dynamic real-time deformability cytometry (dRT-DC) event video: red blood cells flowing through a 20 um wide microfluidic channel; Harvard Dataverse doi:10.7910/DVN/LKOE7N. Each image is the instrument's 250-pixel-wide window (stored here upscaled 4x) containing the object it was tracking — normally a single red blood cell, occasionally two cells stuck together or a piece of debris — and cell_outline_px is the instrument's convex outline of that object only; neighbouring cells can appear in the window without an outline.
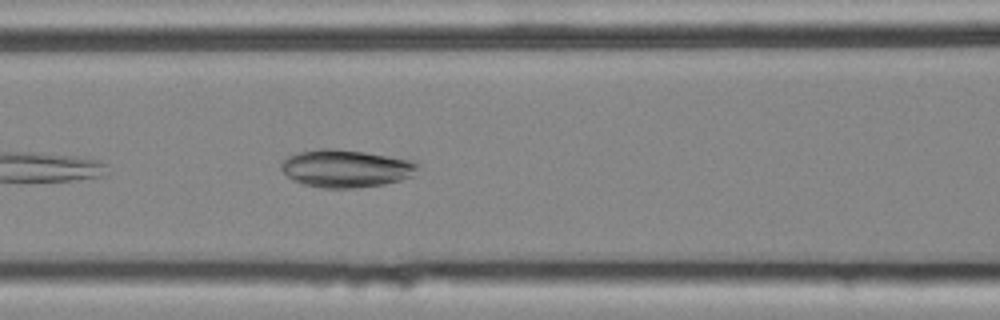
{"species": "common noctule bat (a hibernating species)", "species_latin": "Nyctalus noctula", "temperature_condition": "cold", "stored_images_in_passage": 8, "camera_frame_rate_fps": 3000, "um_per_image_px": 0.085, "animal": {"sex": "female", "body_mass_g": 25.1}, "frame": {"image": 1, "passage_image": 8, "time_ms": 2.333, "image_size_px": [1000, 320], "cell_outline_px": [[416, 176], [384, 184], [356, 188], [324, 188], [304, 184], [292, 180], [280, 168], [280, 164], [288, 156], [300, 152], [320, 148], [336, 148], [364, 152], [412, 160], [416, 164]], "centroid_in_image_um": [29.4, 14.32], "position_along_channel_um": 137.2, "area_um2": 29.94}}